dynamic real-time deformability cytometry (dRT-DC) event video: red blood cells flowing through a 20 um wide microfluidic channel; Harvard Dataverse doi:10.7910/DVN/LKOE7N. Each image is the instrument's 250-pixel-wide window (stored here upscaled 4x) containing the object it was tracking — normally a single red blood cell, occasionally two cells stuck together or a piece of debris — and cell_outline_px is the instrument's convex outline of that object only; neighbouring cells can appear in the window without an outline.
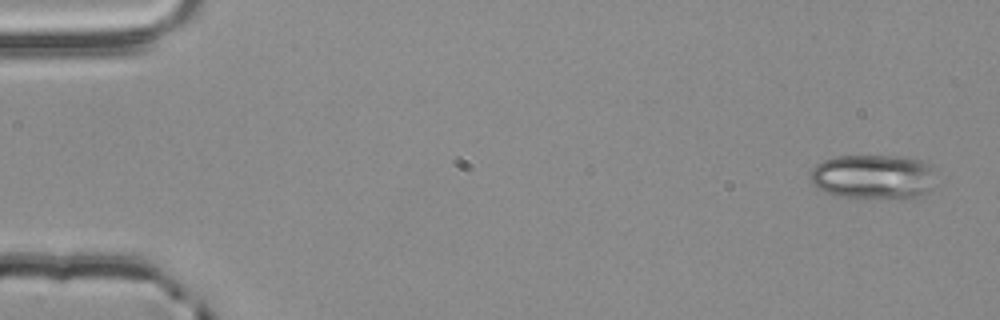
{"species": "common noctule bat (a hibernating species)", "species_latin": "Nyctalus noctula", "temperature_condition": "room temperature", "stored_images_in_passage": 4, "camera_frame_rate_fps": 3000, "um_per_image_px": 0.085, "animal": {"sex": "male", "body_mass_g": 20.4}, "frame": {"image": 1, "passage_image": 1, "time_ms": 0.0, "image_size_px": [1000, 320], "cell_outline_px": [[932, 168], [928, 192], [924, 196], [908, 200], [848, 200], [824, 192], [816, 188], [812, 184], [808, 176], [812, 168], [816, 164], [824, 160], [836, 156], [908, 156], [920, 160], [928, 164]], "centroid_in_image_um": [74.15, 15.1], "position_along_channel_um": 10.8, "area_um2": 34.1}}